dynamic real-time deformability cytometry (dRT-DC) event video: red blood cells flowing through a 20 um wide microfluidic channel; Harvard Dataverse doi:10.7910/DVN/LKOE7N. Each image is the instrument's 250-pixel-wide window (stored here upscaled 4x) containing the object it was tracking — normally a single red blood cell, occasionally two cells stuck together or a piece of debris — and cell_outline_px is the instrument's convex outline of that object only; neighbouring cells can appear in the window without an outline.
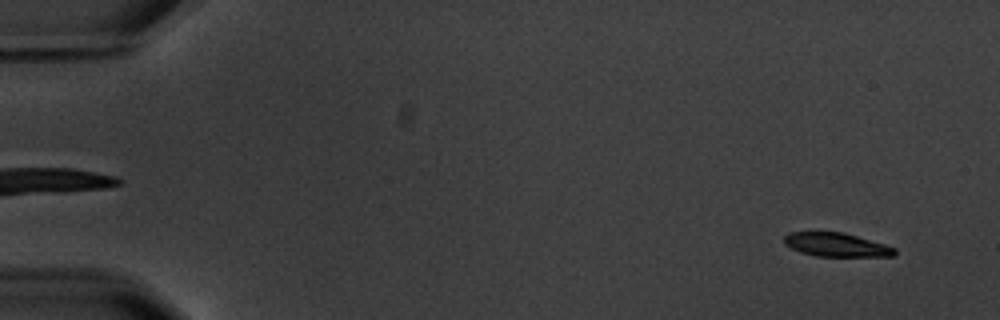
{"species": "common noctule bat (a hibernating species)", "species_latin": "Nyctalus noctula", "temperature_condition": "warm", "stored_images_in_passage": 4, "camera_frame_rate_fps": 3000, "um_per_image_px": 0.085, "animal": {"sex": "male", "body_mass_g": 20.1, "forearm_length_mm": 53.5}, "frame": {"image": 1, "passage_image": 1, "time_ms": 0.0, "image_size_px": [1000, 320], "cell_outline_px": [[896, 256], [816, 256], [800, 252], [784, 244], [784, 236], [788, 232], [844, 232], [884, 244], [896, 248]], "centroid_in_image_um": [71.08, 20.8], "position_along_channel_um": 13.9, "area_um2": 15.26}}
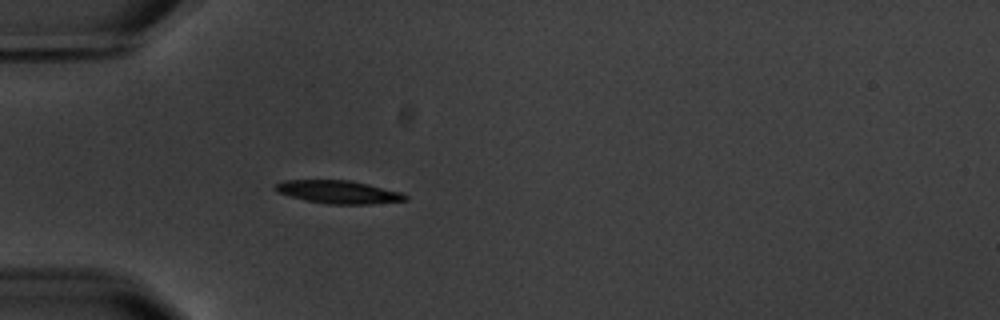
{"frame": {"image": 2, "passage_image": 4, "time_ms": 4.667, "image_size_px": [1000, 320], "cell_outline_px": [[408, 200], [368, 204], [328, 204], [304, 200], [276, 192], [272, 188], [276, 184], [284, 180], [352, 180], [400, 192], [408, 196]], "centroid_in_image_um": [28.73, 16.32], "position_along_channel_um": 56.3, "area_um2": 17.46}}